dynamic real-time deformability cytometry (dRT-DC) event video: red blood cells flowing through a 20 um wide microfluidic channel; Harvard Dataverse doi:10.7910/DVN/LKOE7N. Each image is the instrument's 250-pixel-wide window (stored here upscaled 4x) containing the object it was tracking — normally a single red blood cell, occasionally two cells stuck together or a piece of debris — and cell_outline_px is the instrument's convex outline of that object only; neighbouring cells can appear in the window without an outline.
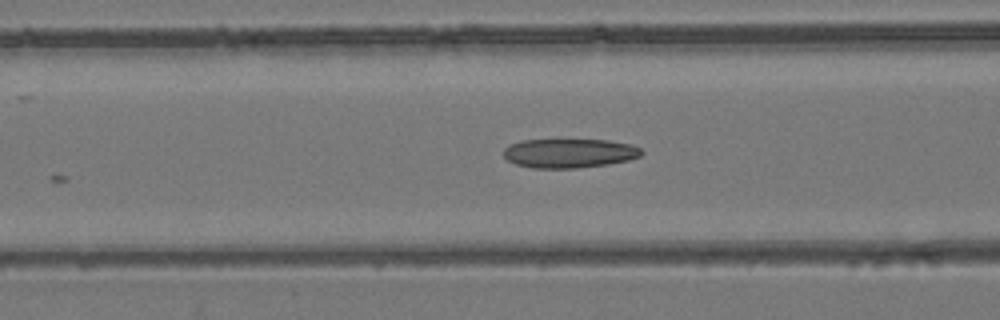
{"species": "common noctule bat (a hibernating species)", "species_latin": "Nyctalus noctula", "temperature_condition": "room temperature", "stored_images_in_passage": 16, "camera_frame_rate_fps": 3000, "um_per_image_px": 0.085, "animal": {"sex": "female", "body_mass_g": 24.6, "forearm_length_mm": 56.2}, "frame": {"image": 1, "passage_image": 11, "time_ms": 3.333, "image_size_px": [1000, 320], "cell_outline_px": [[644, 152], [640, 156], [628, 160], [608, 164], [576, 168], [532, 168], [516, 164], [508, 160], [504, 156], [504, 148], [508, 144], [520, 140], [608, 140], [632, 144], [640, 148]], "centroid_in_image_um": [48.38, 13.02], "position_along_channel_um": 118.2, "area_um2": 23.52}}